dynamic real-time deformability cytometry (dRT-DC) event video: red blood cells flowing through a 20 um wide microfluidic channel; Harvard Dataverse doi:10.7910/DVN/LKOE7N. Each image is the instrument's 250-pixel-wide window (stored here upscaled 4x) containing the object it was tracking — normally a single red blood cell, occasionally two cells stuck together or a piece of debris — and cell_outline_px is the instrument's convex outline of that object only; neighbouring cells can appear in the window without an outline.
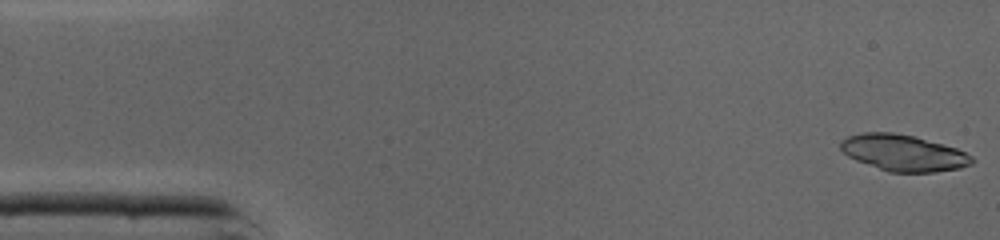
{"species": "common noctule bat (a hibernating species)", "species_latin": "Nyctalus noctula", "temperature_condition": "cold", "stored_images_in_passage": 45, "camera_frame_rate_fps": 3000, "um_per_image_px": 0.085, "animal": {"sex": "male", "body_mass_g": 19.0, "forearm_length_mm": 50.8}, "frame": {"image": 1, "passage_image": 1, "time_ms": 0.0, "image_size_px": [1000, 240], "cell_outline_px": [[976, 160], [972, 164], [960, 168], [932, 172], [888, 172], [856, 160], [848, 156], [840, 148], [840, 140], [848, 136], [864, 132], [892, 132], [912, 136], [956, 148], [972, 156]], "centroid_in_image_um": [76.78, 13.0], "position_along_channel_um": 8.2, "area_um2": 27.63}}
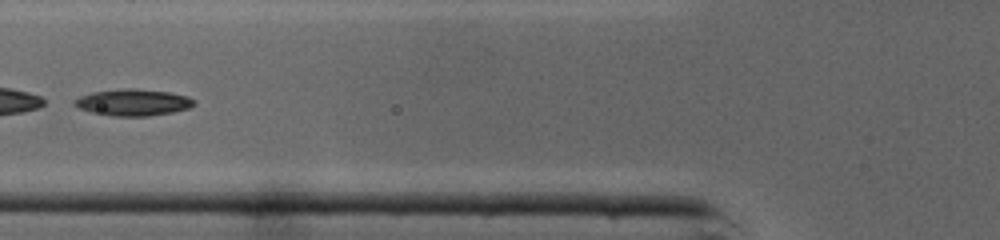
{"frame": {"image": 2, "passage_image": 17, "time_ms": 5.333, "image_size_px": [1000, 240], "cell_outline_px": [[196, 104], [188, 108], [172, 112], [148, 116], [112, 116], [92, 112], [80, 108], [72, 104], [72, 100], [80, 96], [92, 92], [128, 88], [132, 88], [168, 92], [184, 96], [192, 100]], "centroid_in_image_um": [11.25, 8.71], "position_along_channel_um": 114.5, "area_um2": 18.26}}
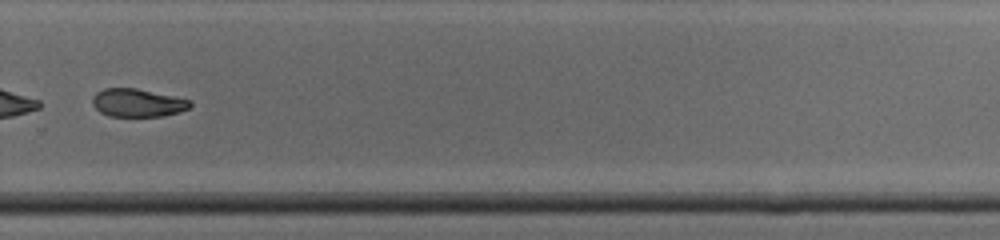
{"frame": {"image": 3, "passage_image": 31, "time_ms": 10.0, "image_size_px": [1000, 240], "cell_outline_px": [[192, 104], [188, 108], [180, 112], [164, 116], [108, 116], [100, 112], [92, 104], [92, 96], [96, 92], [104, 88], [136, 88], [192, 100]], "centroid_in_image_um": [11.69, 8.74], "position_along_channel_um": 318.1, "area_um2": 16.07}, "authors_computed_cell_mechanics": {"area_um2": 27.6284, "velocity_mm_per_s": 4.3641, "shape_relaxation_time_tau1_ms": 2.7834, "shape_relaxation_time_tau2_ms": null, "deformation_change_tau1": 0.1343, "deformation_change_tau2": null}}